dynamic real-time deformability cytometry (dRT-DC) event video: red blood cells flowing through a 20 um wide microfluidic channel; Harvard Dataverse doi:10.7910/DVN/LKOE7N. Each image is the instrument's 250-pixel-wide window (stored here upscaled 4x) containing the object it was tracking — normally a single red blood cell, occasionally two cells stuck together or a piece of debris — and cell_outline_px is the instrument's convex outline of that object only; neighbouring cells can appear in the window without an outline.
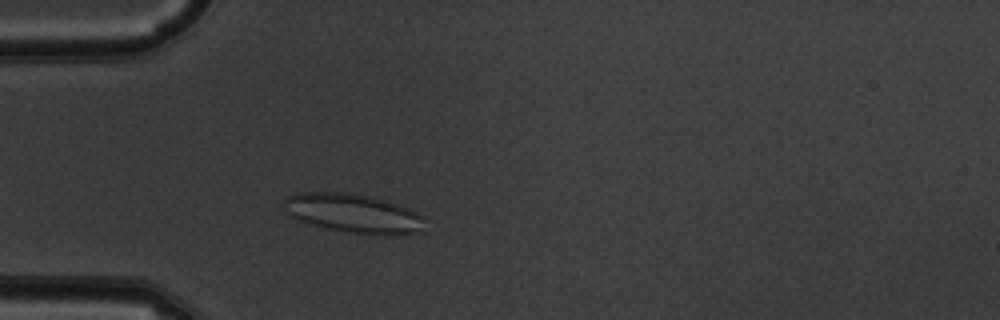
{"species": "common noctule bat (a hibernating species)", "species_latin": "Nyctalus noctula", "temperature_condition": "warm", "stored_images_in_passage": 45, "camera_frame_rate_fps": 3000, "um_per_image_px": 0.085, "animal": {"sex": "male", "body_mass_g": 19.5, "forearm_length_mm": 54.6}, "frame": {"image": 1, "passage_image": 9, "time_ms": 2.667, "image_size_px": [1000, 320], "cell_outline_px": [[424, 232], [392, 236], [380, 236], [344, 232], [308, 224], [288, 216], [284, 200], [288, 196], [300, 192], [348, 192], [372, 196], [408, 208], [424, 216]], "centroid_in_image_um": [30.07, 18.16], "position_along_channel_um": 54.9, "area_um2": 32.71}}
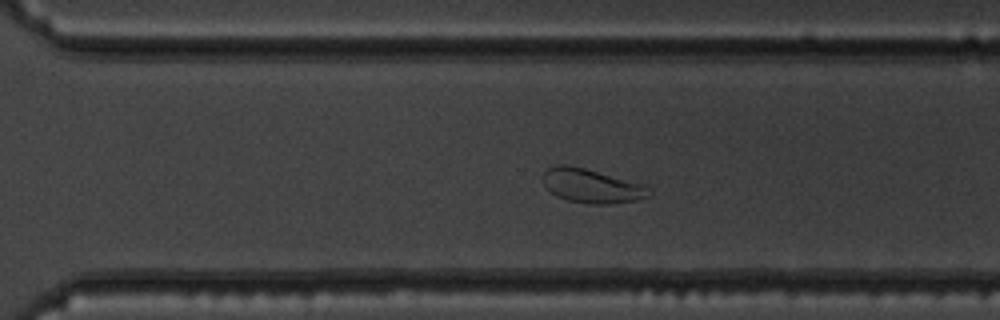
{"frame": {"image": 2, "passage_image": 30, "time_ms": 9.667, "image_size_px": [1000, 320], "cell_outline_px": [[652, 192], [640, 200], [612, 204], [588, 204], [568, 200], [556, 196], [548, 192], [544, 188], [540, 176], [548, 168], [556, 164], [568, 164], [648, 184], [652, 188]], "centroid_in_image_um": [50.29, 15.8], "position_along_channel_um": 320.3, "area_um2": 21.85}}
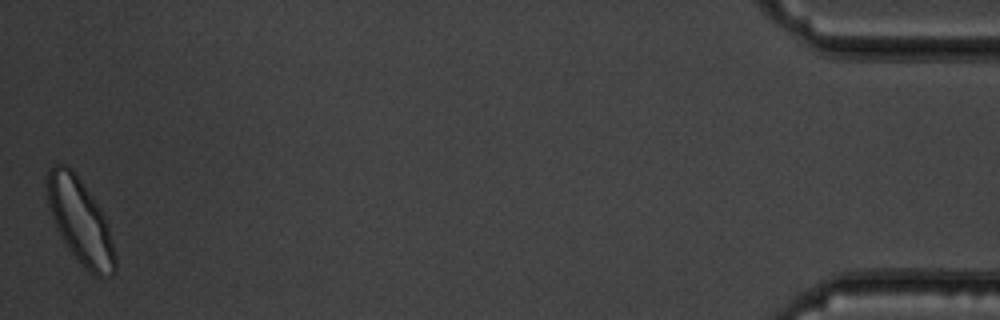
{"frame": {"image": 3, "passage_image": 45, "time_ms": 14.667, "image_size_px": [1000, 320], "cell_outline_px": [[116, 272], [112, 276], [96, 276], [68, 248], [52, 216], [48, 204], [48, 168], [56, 164], [68, 164], [72, 168], [84, 184], [100, 208], [104, 216], [108, 228], [116, 256]], "centroid_in_image_um": [6.84, 18.76], "position_along_channel_um": 428.4, "area_um2": 32.66}, "authors_computed_cell_mechanics": {"area_um2": 25.721, "velocity_mm_per_s": 3.9177, "shape_relaxation_time_tau1_ms": 3.0422, "shape_relaxation_time_tau2_ms": 0.8646, "deformation_change_tau1": 0.1152, "deformation_change_tau2": 0.0451}}